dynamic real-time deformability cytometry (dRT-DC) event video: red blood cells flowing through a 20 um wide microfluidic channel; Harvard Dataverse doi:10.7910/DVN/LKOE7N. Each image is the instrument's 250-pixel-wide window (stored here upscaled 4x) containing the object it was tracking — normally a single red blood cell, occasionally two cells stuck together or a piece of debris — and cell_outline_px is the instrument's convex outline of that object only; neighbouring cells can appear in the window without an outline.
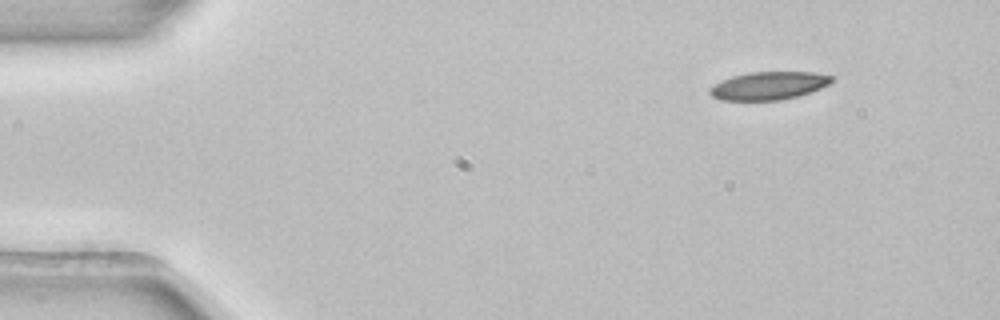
{"species": "common noctule bat (a hibernating species)", "species_latin": "Nyctalus noctula", "temperature_condition": "room temperature", "stored_images_in_passage": 5, "camera_frame_rate_fps": 3000, "um_per_image_px": 0.085, "animal": {"sex": "female", "body_mass_g": 22.7, "forearm_length_mm": 54.2}, "frame": {"image": 1, "passage_image": 1, "time_ms": 0.0, "image_size_px": [1000, 320], "cell_outline_px": [[836, 80], [820, 88], [796, 96], [780, 100], [720, 100], [712, 96], [708, 92], [708, 88], [732, 76], [752, 72], [812, 72], [836, 76]], "centroid_in_image_um": [65.36, 7.28], "position_along_channel_um": 19.6, "area_um2": 19.77}}
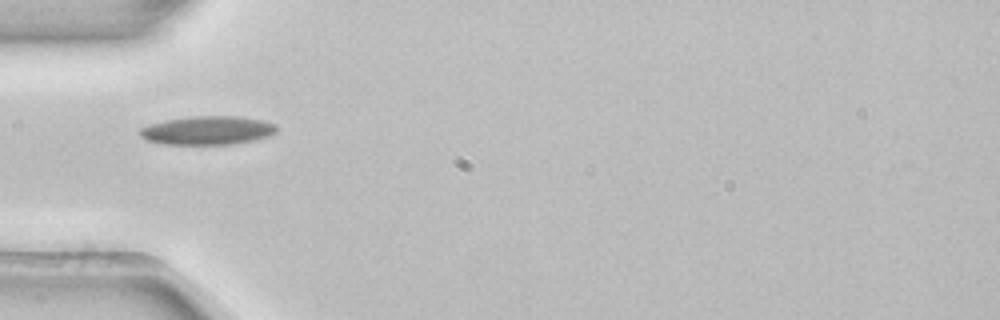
{"frame": {"image": 2, "passage_image": 4, "time_ms": 1.0, "image_size_px": [1000, 320], "cell_outline_px": [[276, 132], [268, 136], [252, 140], [232, 144], [164, 144], [148, 140], [140, 136], [140, 128], [152, 124], [168, 120], [192, 116], [236, 116], [264, 120], [276, 124]], "centroid_in_image_um": [17.67, 11.08], "position_along_channel_um": 67.3, "area_um2": 22.54}}